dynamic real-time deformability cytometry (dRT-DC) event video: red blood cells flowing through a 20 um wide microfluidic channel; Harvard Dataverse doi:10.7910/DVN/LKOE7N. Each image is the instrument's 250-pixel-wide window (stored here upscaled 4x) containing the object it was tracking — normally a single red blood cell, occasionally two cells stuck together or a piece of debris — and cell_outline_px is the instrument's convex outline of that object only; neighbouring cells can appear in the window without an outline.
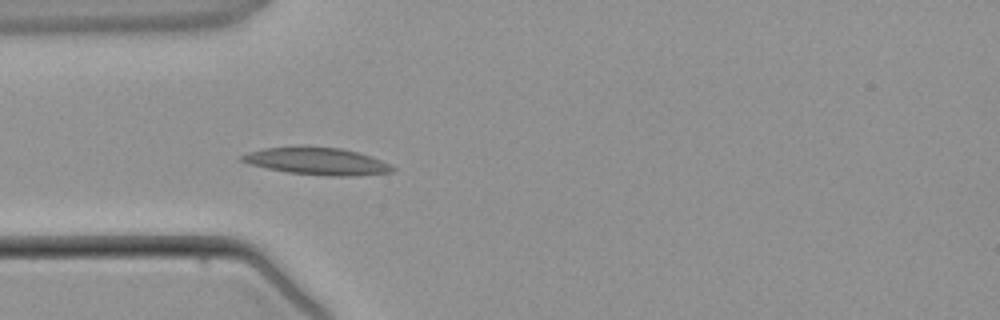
{"species": "common noctule bat (a hibernating species)", "species_latin": "Nyctalus noctula", "temperature_condition": "warm", "stored_images_in_passage": 3, "camera_frame_rate_fps": 3000, "um_per_image_px": 0.085, "animal": {"sex": "male", "body_mass_g": 21.5, "forearm_length_mm": 52.0}, "frame": {"image": 1, "passage_image": 3, "time_ms": 2.333, "image_size_px": [1000, 320], "cell_outline_px": [[396, 168], [392, 172], [352, 176], [324, 176], [288, 172], [248, 164], [240, 160], [240, 156], [248, 152], [264, 148], [304, 144], [340, 148], [372, 156]], "centroid_in_image_um": [26.9, 13.67], "position_along_channel_um": 58.1, "area_um2": 24.33}}